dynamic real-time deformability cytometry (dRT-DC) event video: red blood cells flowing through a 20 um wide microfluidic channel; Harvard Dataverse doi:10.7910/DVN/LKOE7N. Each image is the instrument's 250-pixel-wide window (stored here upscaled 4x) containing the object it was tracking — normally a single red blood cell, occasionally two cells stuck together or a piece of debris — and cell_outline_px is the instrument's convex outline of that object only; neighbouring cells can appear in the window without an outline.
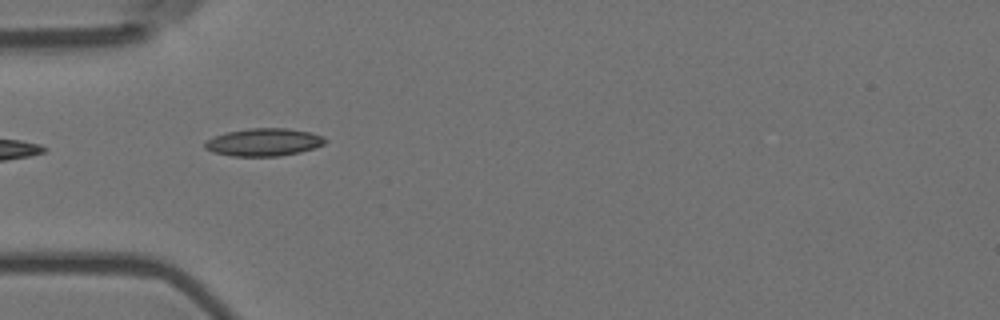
{"species": "Egyptian fruit bat (a non-hibernating species)", "species_latin": "Rousettus aegyptiacus", "temperature_condition": "room temperature", "stored_images_in_passage": 2, "camera_frame_rate_fps": 3000, "um_per_image_px": 0.085, "animal": {"sex": "female"}, "frame": {"image": 1, "passage_image": 1, "time_ms": 0.0, "image_size_px": [1000, 320], "cell_outline_px": [[328, 140], [324, 144], [300, 152], [280, 156], [232, 156], [212, 152], [204, 148], [204, 144], [208, 140], [216, 136], [228, 132], [252, 128], [288, 128], [312, 132], [324, 136]], "centroid_in_image_um": [22.46, 12.08], "position_along_channel_um": 62.5, "area_um2": 19.36}}
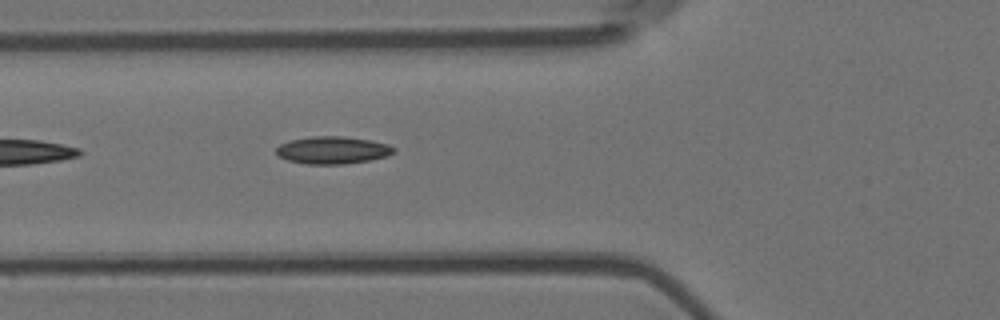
{"frame": {"image": 2, "passage_image": 2, "time_ms": 0.333, "image_size_px": [1000, 320], "cell_outline_px": [[396, 152], [388, 156], [368, 160], [344, 164], [304, 164], [288, 160], [280, 156], [276, 152], [276, 148], [280, 144], [288, 140], [312, 136], [344, 136], [368, 140], [388, 144], [396, 148]], "centroid_in_image_um": [28.28, 12.76], "position_along_channel_um": 97.5, "area_um2": 18.84}}